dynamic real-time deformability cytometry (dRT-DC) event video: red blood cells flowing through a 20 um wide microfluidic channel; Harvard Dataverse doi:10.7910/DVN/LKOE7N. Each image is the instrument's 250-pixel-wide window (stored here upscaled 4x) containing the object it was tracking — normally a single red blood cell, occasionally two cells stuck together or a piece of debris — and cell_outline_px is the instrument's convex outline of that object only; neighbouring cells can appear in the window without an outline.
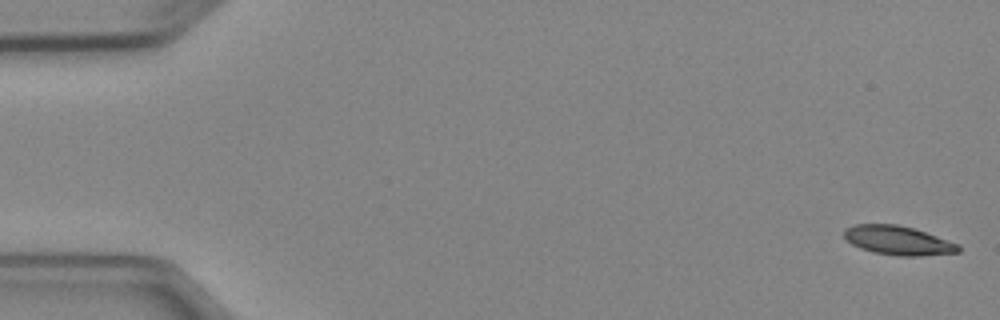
{"species": "Egyptian fruit bat (a non-hibernating species)", "species_latin": "Rousettus aegyptiacus", "temperature_condition": "cold", "stored_images_in_passage": 4, "camera_frame_rate_fps": 3000, "um_per_image_px": 0.085, "animal": {"sex": "female"}, "frame": {"image": 1, "passage_image": 1, "time_ms": 0.0, "image_size_px": [1000, 320], "cell_outline_px": [[960, 252], [920, 256], [900, 256], [872, 252], [860, 248], [852, 244], [844, 236], [844, 228], [856, 224], [896, 224], [912, 228], [960, 244]], "centroid_in_image_um": [76.33, 20.44], "position_along_channel_um": 8.7, "area_um2": 19.25}}
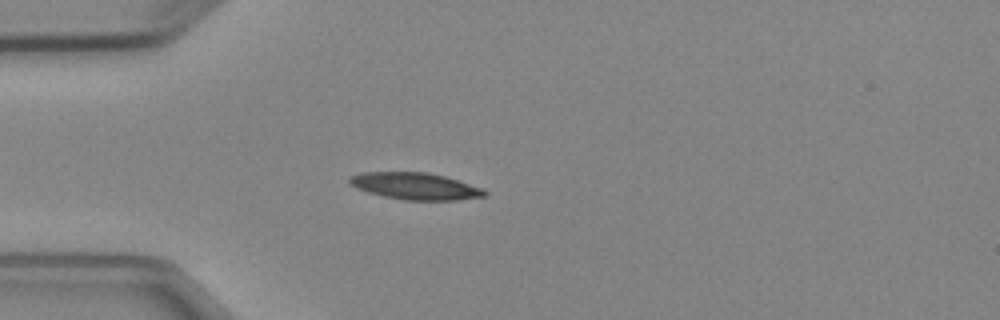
{"frame": {"image": 2, "passage_image": 4, "time_ms": 4.333, "image_size_px": [1000, 320], "cell_outline_px": [[488, 192], [484, 196], [456, 200], [404, 200], [384, 196], [368, 192], [356, 188], [348, 184], [348, 176], [360, 172], [428, 172], [444, 176], [484, 188]], "centroid_in_image_um": [35.26, 15.81], "position_along_channel_um": 49.7, "area_um2": 21.27}}